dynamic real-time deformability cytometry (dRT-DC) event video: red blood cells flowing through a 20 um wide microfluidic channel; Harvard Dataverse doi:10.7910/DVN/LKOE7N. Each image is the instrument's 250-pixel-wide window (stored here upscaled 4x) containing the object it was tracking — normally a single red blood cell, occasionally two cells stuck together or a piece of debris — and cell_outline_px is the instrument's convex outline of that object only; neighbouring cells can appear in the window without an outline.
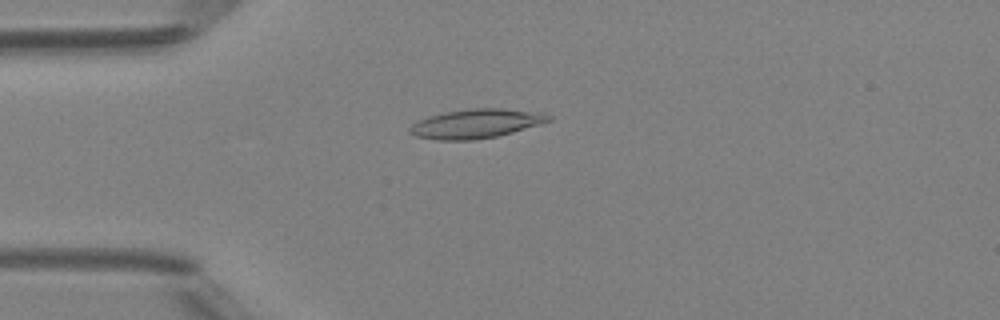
{"species": "Egyptian fruit bat (a non-hibernating species)", "species_latin": "Rousettus aegyptiacus", "temperature_condition": "room temperature", "stored_images_in_passage": 49, "camera_frame_rate_fps": 3000, "um_per_image_px": 0.085, "animal": {"sex": "female"}, "frame": {"image": 1, "passage_image": 13, "time_ms": 4.0, "image_size_px": [1000, 320], "cell_outline_px": [[552, 120], [540, 124], [512, 132], [496, 136], [472, 140], [440, 140], [416, 136], [408, 132], [408, 128], [412, 124], [428, 116], [444, 112], [468, 108], [504, 108], [544, 112], [552, 116]], "centroid_in_image_um": [40.49, 10.49], "position_along_channel_um": 44.5, "area_um2": 23.7}}
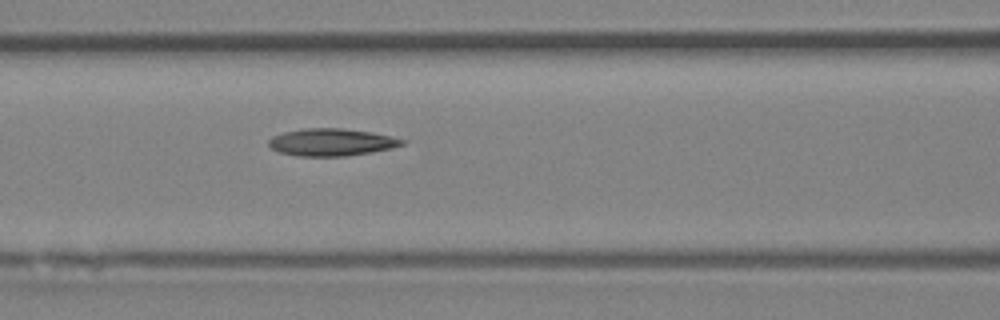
{"frame": {"image": 2, "passage_image": 21, "time_ms": 6.667, "image_size_px": [1000, 320], "cell_outline_px": [[408, 140], [404, 144], [392, 148], [344, 156], [300, 156], [280, 152], [272, 148], [268, 144], [268, 140], [272, 136], [284, 132], [304, 128], [340, 128], [372, 132]], "centroid_in_image_um": [28.18, 12.08], "position_along_channel_um": 138.4, "area_um2": 21.1}}
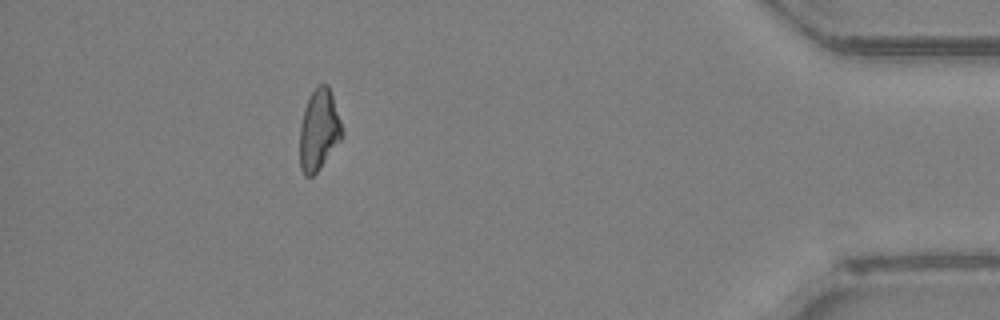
{"frame": {"image": 3, "passage_image": 44, "time_ms": 14.333, "image_size_px": [1000, 320], "cell_outline_px": [[344, 132], [340, 140], [320, 168], [312, 176], [304, 176], [300, 168], [300, 124], [304, 108], [312, 92], [320, 84], [328, 84], [344, 128]], "centroid_in_image_um": [27.11, 11.05], "position_along_channel_um": 408.1, "area_um2": 19.94}, "authors_computed_cell_mechanics": {"area_um2": 20.9814, "velocity_mm_per_s": 4.236, "shape_relaxation_time_tau1_ms": null, "shape_relaxation_time_tau2_ms": 7.818, "deformation_change_tau1": null, "deformation_change_tau2": 0.1901}}